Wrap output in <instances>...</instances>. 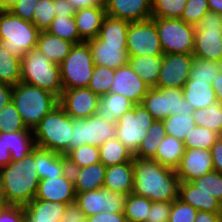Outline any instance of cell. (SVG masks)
<instances>
[{"mask_svg":"<svg viewBox=\"0 0 222 222\" xmlns=\"http://www.w3.org/2000/svg\"><path fill=\"white\" fill-rule=\"evenodd\" d=\"M132 193L155 201L173 202L179 198L180 179L176 170L154 159L133 157Z\"/></svg>","mask_w":222,"mask_h":222,"instance_id":"6da1fadb","label":"cell"},{"mask_svg":"<svg viewBox=\"0 0 222 222\" xmlns=\"http://www.w3.org/2000/svg\"><path fill=\"white\" fill-rule=\"evenodd\" d=\"M21 82V60L14 57L0 43V83L11 86Z\"/></svg>","mask_w":222,"mask_h":222,"instance_id":"d590c367","label":"cell"},{"mask_svg":"<svg viewBox=\"0 0 222 222\" xmlns=\"http://www.w3.org/2000/svg\"><path fill=\"white\" fill-rule=\"evenodd\" d=\"M133 106L134 104L128 98L117 93L109 92L100 97L96 115L108 122L116 123L117 120Z\"/></svg>","mask_w":222,"mask_h":222,"instance_id":"f546056e","label":"cell"},{"mask_svg":"<svg viewBox=\"0 0 222 222\" xmlns=\"http://www.w3.org/2000/svg\"><path fill=\"white\" fill-rule=\"evenodd\" d=\"M208 11V0H187L181 20L196 26Z\"/></svg>","mask_w":222,"mask_h":222,"instance_id":"816d5d0a","label":"cell"},{"mask_svg":"<svg viewBox=\"0 0 222 222\" xmlns=\"http://www.w3.org/2000/svg\"><path fill=\"white\" fill-rule=\"evenodd\" d=\"M129 21L105 16L98 34V38L107 44L127 45V29Z\"/></svg>","mask_w":222,"mask_h":222,"instance_id":"d6a6232c","label":"cell"},{"mask_svg":"<svg viewBox=\"0 0 222 222\" xmlns=\"http://www.w3.org/2000/svg\"><path fill=\"white\" fill-rule=\"evenodd\" d=\"M222 15L208 11L195 26L193 56L218 62L222 57V34L219 30Z\"/></svg>","mask_w":222,"mask_h":222,"instance_id":"9c48e42d","label":"cell"},{"mask_svg":"<svg viewBox=\"0 0 222 222\" xmlns=\"http://www.w3.org/2000/svg\"><path fill=\"white\" fill-rule=\"evenodd\" d=\"M39 33L40 30L32 22L19 18L9 10L0 16V43L20 60L37 47Z\"/></svg>","mask_w":222,"mask_h":222,"instance_id":"8992f818","label":"cell"},{"mask_svg":"<svg viewBox=\"0 0 222 222\" xmlns=\"http://www.w3.org/2000/svg\"><path fill=\"white\" fill-rule=\"evenodd\" d=\"M99 99L88 87L63 89L58 105L72 119H86L96 114Z\"/></svg>","mask_w":222,"mask_h":222,"instance_id":"9a60e30c","label":"cell"},{"mask_svg":"<svg viewBox=\"0 0 222 222\" xmlns=\"http://www.w3.org/2000/svg\"><path fill=\"white\" fill-rule=\"evenodd\" d=\"M179 199L197 211L222 213V203L212 195L200 191L191 182H180Z\"/></svg>","mask_w":222,"mask_h":222,"instance_id":"603a6c76","label":"cell"},{"mask_svg":"<svg viewBox=\"0 0 222 222\" xmlns=\"http://www.w3.org/2000/svg\"><path fill=\"white\" fill-rule=\"evenodd\" d=\"M4 7L8 10L12 5H14L18 0H0Z\"/></svg>","mask_w":222,"mask_h":222,"instance_id":"89a4df30","label":"cell"},{"mask_svg":"<svg viewBox=\"0 0 222 222\" xmlns=\"http://www.w3.org/2000/svg\"><path fill=\"white\" fill-rule=\"evenodd\" d=\"M4 205H5V202L3 201V199H0V210Z\"/></svg>","mask_w":222,"mask_h":222,"instance_id":"34e18365","label":"cell"},{"mask_svg":"<svg viewBox=\"0 0 222 222\" xmlns=\"http://www.w3.org/2000/svg\"><path fill=\"white\" fill-rule=\"evenodd\" d=\"M184 151L183 141L166 135L160 143L157 154L153 159L163 166L176 169L180 164Z\"/></svg>","mask_w":222,"mask_h":222,"instance_id":"1f68e13d","label":"cell"},{"mask_svg":"<svg viewBox=\"0 0 222 222\" xmlns=\"http://www.w3.org/2000/svg\"><path fill=\"white\" fill-rule=\"evenodd\" d=\"M209 10L222 15V0H208Z\"/></svg>","mask_w":222,"mask_h":222,"instance_id":"a7ac6f4b","label":"cell"},{"mask_svg":"<svg viewBox=\"0 0 222 222\" xmlns=\"http://www.w3.org/2000/svg\"><path fill=\"white\" fill-rule=\"evenodd\" d=\"M74 44L52 35L46 30L39 33L37 47L52 63L60 65Z\"/></svg>","mask_w":222,"mask_h":222,"instance_id":"83f0119b","label":"cell"},{"mask_svg":"<svg viewBox=\"0 0 222 222\" xmlns=\"http://www.w3.org/2000/svg\"><path fill=\"white\" fill-rule=\"evenodd\" d=\"M67 204L33 199L24 206V222H60Z\"/></svg>","mask_w":222,"mask_h":222,"instance_id":"d4e9b609","label":"cell"},{"mask_svg":"<svg viewBox=\"0 0 222 222\" xmlns=\"http://www.w3.org/2000/svg\"><path fill=\"white\" fill-rule=\"evenodd\" d=\"M36 147L66 156L72 135V118L57 105L33 130Z\"/></svg>","mask_w":222,"mask_h":222,"instance_id":"277c9868","label":"cell"},{"mask_svg":"<svg viewBox=\"0 0 222 222\" xmlns=\"http://www.w3.org/2000/svg\"><path fill=\"white\" fill-rule=\"evenodd\" d=\"M100 162L106 167L130 162L133 153L117 138H111L99 147Z\"/></svg>","mask_w":222,"mask_h":222,"instance_id":"836d02e7","label":"cell"},{"mask_svg":"<svg viewBox=\"0 0 222 222\" xmlns=\"http://www.w3.org/2000/svg\"><path fill=\"white\" fill-rule=\"evenodd\" d=\"M165 96L166 118L170 115L192 114V105L183 97L182 89L179 88H157Z\"/></svg>","mask_w":222,"mask_h":222,"instance_id":"60d3db41","label":"cell"},{"mask_svg":"<svg viewBox=\"0 0 222 222\" xmlns=\"http://www.w3.org/2000/svg\"><path fill=\"white\" fill-rule=\"evenodd\" d=\"M87 222H127L124 212L107 213L100 212L89 216Z\"/></svg>","mask_w":222,"mask_h":222,"instance_id":"680465c9","label":"cell"},{"mask_svg":"<svg viewBox=\"0 0 222 222\" xmlns=\"http://www.w3.org/2000/svg\"><path fill=\"white\" fill-rule=\"evenodd\" d=\"M46 31L73 44L84 42L80 38L77 31L76 20L74 16H56Z\"/></svg>","mask_w":222,"mask_h":222,"instance_id":"74e56055","label":"cell"},{"mask_svg":"<svg viewBox=\"0 0 222 222\" xmlns=\"http://www.w3.org/2000/svg\"><path fill=\"white\" fill-rule=\"evenodd\" d=\"M183 97L194 110L208 107L217 102L212 84L207 81H187L183 88Z\"/></svg>","mask_w":222,"mask_h":222,"instance_id":"f1b7e54d","label":"cell"},{"mask_svg":"<svg viewBox=\"0 0 222 222\" xmlns=\"http://www.w3.org/2000/svg\"><path fill=\"white\" fill-rule=\"evenodd\" d=\"M0 199H3V191H2V185H1V177H0Z\"/></svg>","mask_w":222,"mask_h":222,"instance_id":"753ad0ef","label":"cell"},{"mask_svg":"<svg viewBox=\"0 0 222 222\" xmlns=\"http://www.w3.org/2000/svg\"><path fill=\"white\" fill-rule=\"evenodd\" d=\"M163 55L128 57V64L150 87H156Z\"/></svg>","mask_w":222,"mask_h":222,"instance_id":"4dcf8cb0","label":"cell"},{"mask_svg":"<svg viewBox=\"0 0 222 222\" xmlns=\"http://www.w3.org/2000/svg\"><path fill=\"white\" fill-rule=\"evenodd\" d=\"M66 158L69 169H79L100 162L99 148L88 144L71 150Z\"/></svg>","mask_w":222,"mask_h":222,"instance_id":"ab89813d","label":"cell"},{"mask_svg":"<svg viewBox=\"0 0 222 222\" xmlns=\"http://www.w3.org/2000/svg\"><path fill=\"white\" fill-rule=\"evenodd\" d=\"M106 15L129 22L152 18L151 0H105Z\"/></svg>","mask_w":222,"mask_h":222,"instance_id":"d6986e66","label":"cell"},{"mask_svg":"<svg viewBox=\"0 0 222 222\" xmlns=\"http://www.w3.org/2000/svg\"><path fill=\"white\" fill-rule=\"evenodd\" d=\"M198 211L177 198L172 202L168 222H194Z\"/></svg>","mask_w":222,"mask_h":222,"instance_id":"f5cc1de1","label":"cell"},{"mask_svg":"<svg viewBox=\"0 0 222 222\" xmlns=\"http://www.w3.org/2000/svg\"><path fill=\"white\" fill-rule=\"evenodd\" d=\"M219 73L217 62L194 57L188 81H207L212 84Z\"/></svg>","mask_w":222,"mask_h":222,"instance_id":"bcb514c9","label":"cell"},{"mask_svg":"<svg viewBox=\"0 0 222 222\" xmlns=\"http://www.w3.org/2000/svg\"><path fill=\"white\" fill-rule=\"evenodd\" d=\"M106 166L98 162L88 167L69 169L74 180L75 193L93 191L103 187L105 180Z\"/></svg>","mask_w":222,"mask_h":222,"instance_id":"484cf974","label":"cell"},{"mask_svg":"<svg viewBox=\"0 0 222 222\" xmlns=\"http://www.w3.org/2000/svg\"><path fill=\"white\" fill-rule=\"evenodd\" d=\"M213 167L216 172L222 173V136L211 147Z\"/></svg>","mask_w":222,"mask_h":222,"instance_id":"91938a15","label":"cell"},{"mask_svg":"<svg viewBox=\"0 0 222 222\" xmlns=\"http://www.w3.org/2000/svg\"><path fill=\"white\" fill-rule=\"evenodd\" d=\"M141 104L154 120L163 121L166 119L165 96L157 88H149Z\"/></svg>","mask_w":222,"mask_h":222,"instance_id":"7dc6e473","label":"cell"},{"mask_svg":"<svg viewBox=\"0 0 222 222\" xmlns=\"http://www.w3.org/2000/svg\"><path fill=\"white\" fill-rule=\"evenodd\" d=\"M95 64L87 42L74 44L60 64L63 89L87 87Z\"/></svg>","mask_w":222,"mask_h":222,"instance_id":"52a82bcc","label":"cell"},{"mask_svg":"<svg viewBox=\"0 0 222 222\" xmlns=\"http://www.w3.org/2000/svg\"><path fill=\"white\" fill-rule=\"evenodd\" d=\"M35 167L40 180L57 178L69 171L66 156L39 147L35 148Z\"/></svg>","mask_w":222,"mask_h":222,"instance_id":"44dd1931","label":"cell"},{"mask_svg":"<svg viewBox=\"0 0 222 222\" xmlns=\"http://www.w3.org/2000/svg\"><path fill=\"white\" fill-rule=\"evenodd\" d=\"M65 1L70 3L75 10L85 7L105 6V0H65Z\"/></svg>","mask_w":222,"mask_h":222,"instance_id":"be15d7a7","label":"cell"},{"mask_svg":"<svg viewBox=\"0 0 222 222\" xmlns=\"http://www.w3.org/2000/svg\"><path fill=\"white\" fill-rule=\"evenodd\" d=\"M34 199L70 204L76 201L74 180L69 170L65 175L57 178L39 180L37 193Z\"/></svg>","mask_w":222,"mask_h":222,"instance_id":"e0dca14e","label":"cell"},{"mask_svg":"<svg viewBox=\"0 0 222 222\" xmlns=\"http://www.w3.org/2000/svg\"><path fill=\"white\" fill-rule=\"evenodd\" d=\"M134 170L133 159L123 164L106 168L103 187L112 192L131 194L133 190Z\"/></svg>","mask_w":222,"mask_h":222,"instance_id":"cb8c5ba5","label":"cell"},{"mask_svg":"<svg viewBox=\"0 0 222 222\" xmlns=\"http://www.w3.org/2000/svg\"><path fill=\"white\" fill-rule=\"evenodd\" d=\"M187 0H151L152 18L181 19Z\"/></svg>","mask_w":222,"mask_h":222,"instance_id":"f6af8a7d","label":"cell"},{"mask_svg":"<svg viewBox=\"0 0 222 222\" xmlns=\"http://www.w3.org/2000/svg\"><path fill=\"white\" fill-rule=\"evenodd\" d=\"M163 54H193L195 26L176 18H155Z\"/></svg>","mask_w":222,"mask_h":222,"instance_id":"ba28073f","label":"cell"},{"mask_svg":"<svg viewBox=\"0 0 222 222\" xmlns=\"http://www.w3.org/2000/svg\"><path fill=\"white\" fill-rule=\"evenodd\" d=\"M194 222H222V213L198 211Z\"/></svg>","mask_w":222,"mask_h":222,"instance_id":"e7e4bbea","label":"cell"},{"mask_svg":"<svg viewBox=\"0 0 222 222\" xmlns=\"http://www.w3.org/2000/svg\"><path fill=\"white\" fill-rule=\"evenodd\" d=\"M87 43L95 65L118 69L128 64L127 45L107 44L98 37Z\"/></svg>","mask_w":222,"mask_h":222,"instance_id":"ffe728a7","label":"cell"},{"mask_svg":"<svg viewBox=\"0 0 222 222\" xmlns=\"http://www.w3.org/2000/svg\"><path fill=\"white\" fill-rule=\"evenodd\" d=\"M151 206L152 201L148 198L129 194L124 208L127 222H146Z\"/></svg>","mask_w":222,"mask_h":222,"instance_id":"b9f144b4","label":"cell"},{"mask_svg":"<svg viewBox=\"0 0 222 222\" xmlns=\"http://www.w3.org/2000/svg\"><path fill=\"white\" fill-rule=\"evenodd\" d=\"M166 135L163 121L154 120L146 132V136L140 143L139 148L133 154V157L153 159L157 154L160 143Z\"/></svg>","mask_w":222,"mask_h":222,"instance_id":"e575fe53","label":"cell"},{"mask_svg":"<svg viewBox=\"0 0 222 222\" xmlns=\"http://www.w3.org/2000/svg\"><path fill=\"white\" fill-rule=\"evenodd\" d=\"M55 14L56 16L72 17L75 9L65 0H55Z\"/></svg>","mask_w":222,"mask_h":222,"instance_id":"94428289","label":"cell"},{"mask_svg":"<svg viewBox=\"0 0 222 222\" xmlns=\"http://www.w3.org/2000/svg\"><path fill=\"white\" fill-rule=\"evenodd\" d=\"M0 177L5 204L25 206L30 203L40 180L35 167V149L25 158L0 168Z\"/></svg>","mask_w":222,"mask_h":222,"instance_id":"7a4b0ae2","label":"cell"},{"mask_svg":"<svg viewBox=\"0 0 222 222\" xmlns=\"http://www.w3.org/2000/svg\"><path fill=\"white\" fill-rule=\"evenodd\" d=\"M39 0H18L8 10L23 20L32 22L36 4Z\"/></svg>","mask_w":222,"mask_h":222,"instance_id":"11a10c76","label":"cell"},{"mask_svg":"<svg viewBox=\"0 0 222 222\" xmlns=\"http://www.w3.org/2000/svg\"><path fill=\"white\" fill-rule=\"evenodd\" d=\"M200 191L208 193L222 203V173L215 170L191 181Z\"/></svg>","mask_w":222,"mask_h":222,"instance_id":"681fc988","label":"cell"},{"mask_svg":"<svg viewBox=\"0 0 222 222\" xmlns=\"http://www.w3.org/2000/svg\"><path fill=\"white\" fill-rule=\"evenodd\" d=\"M115 69L95 65L88 88L99 97L111 91Z\"/></svg>","mask_w":222,"mask_h":222,"instance_id":"7bdbcfd3","label":"cell"},{"mask_svg":"<svg viewBox=\"0 0 222 222\" xmlns=\"http://www.w3.org/2000/svg\"><path fill=\"white\" fill-rule=\"evenodd\" d=\"M128 195L121 192H112L102 187L93 191L76 194V203L87 217L100 212H124Z\"/></svg>","mask_w":222,"mask_h":222,"instance_id":"4fadbf2b","label":"cell"},{"mask_svg":"<svg viewBox=\"0 0 222 222\" xmlns=\"http://www.w3.org/2000/svg\"><path fill=\"white\" fill-rule=\"evenodd\" d=\"M105 16V6L85 7L75 10L74 17L77 31L84 42L98 37Z\"/></svg>","mask_w":222,"mask_h":222,"instance_id":"7402d4cb","label":"cell"},{"mask_svg":"<svg viewBox=\"0 0 222 222\" xmlns=\"http://www.w3.org/2000/svg\"><path fill=\"white\" fill-rule=\"evenodd\" d=\"M4 137V145L11 153L12 161L25 158L36 148L33 130L0 132Z\"/></svg>","mask_w":222,"mask_h":222,"instance_id":"4316f807","label":"cell"},{"mask_svg":"<svg viewBox=\"0 0 222 222\" xmlns=\"http://www.w3.org/2000/svg\"><path fill=\"white\" fill-rule=\"evenodd\" d=\"M213 90L216 94V100L222 104V73L220 72L215 80L212 82Z\"/></svg>","mask_w":222,"mask_h":222,"instance_id":"003e7915","label":"cell"},{"mask_svg":"<svg viewBox=\"0 0 222 222\" xmlns=\"http://www.w3.org/2000/svg\"><path fill=\"white\" fill-rule=\"evenodd\" d=\"M171 208L172 202H152L146 222H168Z\"/></svg>","mask_w":222,"mask_h":222,"instance_id":"db71d44e","label":"cell"},{"mask_svg":"<svg viewBox=\"0 0 222 222\" xmlns=\"http://www.w3.org/2000/svg\"><path fill=\"white\" fill-rule=\"evenodd\" d=\"M28 129L15 105L11 101L0 110V132H11Z\"/></svg>","mask_w":222,"mask_h":222,"instance_id":"c3c4849f","label":"cell"},{"mask_svg":"<svg viewBox=\"0 0 222 222\" xmlns=\"http://www.w3.org/2000/svg\"><path fill=\"white\" fill-rule=\"evenodd\" d=\"M115 137L116 123L108 122L96 114L86 119H72L69 152L85 144L99 148L107 140Z\"/></svg>","mask_w":222,"mask_h":222,"instance_id":"30bf717a","label":"cell"},{"mask_svg":"<svg viewBox=\"0 0 222 222\" xmlns=\"http://www.w3.org/2000/svg\"><path fill=\"white\" fill-rule=\"evenodd\" d=\"M0 222H24V206L5 204L0 210Z\"/></svg>","mask_w":222,"mask_h":222,"instance_id":"9f6ffc18","label":"cell"},{"mask_svg":"<svg viewBox=\"0 0 222 222\" xmlns=\"http://www.w3.org/2000/svg\"><path fill=\"white\" fill-rule=\"evenodd\" d=\"M166 134L184 141L196 126L192 114L170 115L163 120Z\"/></svg>","mask_w":222,"mask_h":222,"instance_id":"f35d334b","label":"cell"},{"mask_svg":"<svg viewBox=\"0 0 222 222\" xmlns=\"http://www.w3.org/2000/svg\"><path fill=\"white\" fill-rule=\"evenodd\" d=\"M58 99L55 94L27 83L13 86L12 102L31 130L58 105Z\"/></svg>","mask_w":222,"mask_h":222,"instance_id":"3957f363","label":"cell"},{"mask_svg":"<svg viewBox=\"0 0 222 222\" xmlns=\"http://www.w3.org/2000/svg\"><path fill=\"white\" fill-rule=\"evenodd\" d=\"M153 122L142 104L134 105L117 120V138L134 154Z\"/></svg>","mask_w":222,"mask_h":222,"instance_id":"8fae6325","label":"cell"},{"mask_svg":"<svg viewBox=\"0 0 222 222\" xmlns=\"http://www.w3.org/2000/svg\"><path fill=\"white\" fill-rule=\"evenodd\" d=\"M217 66L219 68V71L222 73V57L218 60Z\"/></svg>","mask_w":222,"mask_h":222,"instance_id":"8c879c8a","label":"cell"},{"mask_svg":"<svg viewBox=\"0 0 222 222\" xmlns=\"http://www.w3.org/2000/svg\"><path fill=\"white\" fill-rule=\"evenodd\" d=\"M196 126L205 127L222 136V104L216 102L192 113Z\"/></svg>","mask_w":222,"mask_h":222,"instance_id":"8d00e7d4","label":"cell"},{"mask_svg":"<svg viewBox=\"0 0 222 222\" xmlns=\"http://www.w3.org/2000/svg\"><path fill=\"white\" fill-rule=\"evenodd\" d=\"M13 86L0 83V110L12 101Z\"/></svg>","mask_w":222,"mask_h":222,"instance_id":"6125c7cd","label":"cell"},{"mask_svg":"<svg viewBox=\"0 0 222 222\" xmlns=\"http://www.w3.org/2000/svg\"><path fill=\"white\" fill-rule=\"evenodd\" d=\"M55 0H39L35 6L32 23L40 30H46L56 17Z\"/></svg>","mask_w":222,"mask_h":222,"instance_id":"f907efd6","label":"cell"},{"mask_svg":"<svg viewBox=\"0 0 222 222\" xmlns=\"http://www.w3.org/2000/svg\"><path fill=\"white\" fill-rule=\"evenodd\" d=\"M11 161V153L4 145V137L0 136V168L7 166Z\"/></svg>","mask_w":222,"mask_h":222,"instance_id":"03108f58","label":"cell"},{"mask_svg":"<svg viewBox=\"0 0 222 222\" xmlns=\"http://www.w3.org/2000/svg\"><path fill=\"white\" fill-rule=\"evenodd\" d=\"M219 30H220V32H221V34H222V20H221V24H220V26H219Z\"/></svg>","mask_w":222,"mask_h":222,"instance_id":"11e5206c","label":"cell"},{"mask_svg":"<svg viewBox=\"0 0 222 222\" xmlns=\"http://www.w3.org/2000/svg\"><path fill=\"white\" fill-rule=\"evenodd\" d=\"M7 9L4 7L2 2L0 1V16L6 11Z\"/></svg>","mask_w":222,"mask_h":222,"instance_id":"2644e50d","label":"cell"},{"mask_svg":"<svg viewBox=\"0 0 222 222\" xmlns=\"http://www.w3.org/2000/svg\"><path fill=\"white\" fill-rule=\"evenodd\" d=\"M180 182H191L214 170L211 149H185L175 169Z\"/></svg>","mask_w":222,"mask_h":222,"instance_id":"2e32d148","label":"cell"},{"mask_svg":"<svg viewBox=\"0 0 222 222\" xmlns=\"http://www.w3.org/2000/svg\"><path fill=\"white\" fill-rule=\"evenodd\" d=\"M87 215L80 209L76 202L67 204L60 222H87Z\"/></svg>","mask_w":222,"mask_h":222,"instance_id":"6f0895ef","label":"cell"},{"mask_svg":"<svg viewBox=\"0 0 222 222\" xmlns=\"http://www.w3.org/2000/svg\"><path fill=\"white\" fill-rule=\"evenodd\" d=\"M126 43L128 57L163 55L155 18L130 22Z\"/></svg>","mask_w":222,"mask_h":222,"instance_id":"7c38bea8","label":"cell"},{"mask_svg":"<svg viewBox=\"0 0 222 222\" xmlns=\"http://www.w3.org/2000/svg\"><path fill=\"white\" fill-rule=\"evenodd\" d=\"M149 86L139 77L129 64L115 69L112 93L128 98L134 105L141 104Z\"/></svg>","mask_w":222,"mask_h":222,"instance_id":"ac0fdd59","label":"cell"},{"mask_svg":"<svg viewBox=\"0 0 222 222\" xmlns=\"http://www.w3.org/2000/svg\"><path fill=\"white\" fill-rule=\"evenodd\" d=\"M21 82L55 94L63 91L60 65L52 63L38 48L28 51L21 60Z\"/></svg>","mask_w":222,"mask_h":222,"instance_id":"5b68a950","label":"cell"},{"mask_svg":"<svg viewBox=\"0 0 222 222\" xmlns=\"http://www.w3.org/2000/svg\"><path fill=\"white\" fill-rule=\"evenodd\" d=\"M219 137L220 135L212 130L201 126H195L183 141L184 148L211 149Z\"/></svg>","mask_w":222,"mask_h":222,"instance_id":"ee69618b","label":"cell"},{"mask_svg":"<svg viewBox=\"0 0 222 222\" xmlns=\"http://www.w3.org/2000/svg\"><path fill=\"white\" fill-rule=\"evenodd\" d=\"M193 54H163V61L155 88L182 89L189 79Z\"/></svg>","mask_w":222,"mask_h":222,"instance_id":"5bb4252c","label":"cell"}]
</instances>
